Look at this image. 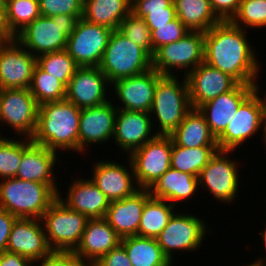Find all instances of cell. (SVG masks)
<instances>
[{
    "mask_svg": "<svg viewBox=\"0 0 266 266\" xmlns=\"http://www.w3.org/2000/svg\"><path fill=\"white\" fill-rule=\"evenodd\" d=\"M204 62V32L190 31L176 42L159 47L152 56V68L161 75L186 76ZM176 69V72H175Z\"/></svg>",
    "mask_w": 266,
    "mask_h": 266,
    "instance_id": "obj_8",
    "label": "cell"
},
{
    "mask_svg": "<svg viewBox=\"0 0 266 266\" xmlns=\"http://www.w3.org/2000/svg\"><path fill=\"white\" fill-rule=\"evenodd\" d=\"M169 136L176 145L187 148L218 146L205 117L197 108H192Z\"/></svg>",
    "mask_w": 266,
    "mask_h": 266,
    "instance_id": "obj_29",
    "label": "cell"
},
{
    "mask_svg": "<svg viewBox=\"0 0 266 266\" xmlns=\"http://www.w3.org/2000/svg\"><path fill=\"white\" fill-rule=\"evenodd\" d=\"M120 243L121 237L104 218L89 219L81 241L73 252L93 265Z\"/></svg>",
    "mask_w": 266,
    "mask_h": 266,
    "instance_id": "obj_27",
    "label": "cell"
},
{
    "mask_svg": "<svg viewBox=\"0 0 266 266\" xmlns=\"http://www.w3.org/2000/svg\"><path fill=\"white\" fill-rule=\"evenodd\" d=\"M82 16H40L28 24L14 38L33 56L66 49L67 38Z\"/></svg>",
    "mask_w": 266,
    "mask_h": 266,
    "instance_id": "obj_5",
    "label": "cell"
},
{
    "mask_svg": "<svg viewBox=\"0 0 266 266\" xmlns=\"http://www.w3.org/2000/svg\"><path fill=\"white\" fill-rule=\"evenodd\" d=\"M258 87L238 108L225 131L217 138L219 150H236L246 144L263 127L266 114V95Z\"/></svg>",
    "mask_w": 266,
    "mask_h": 266,
    "instance_id": "obj_10",
    "label": "cell"
},
{
    "mask_svg": "<svg viewBox=\"0 0 266 266\" xmlns=\"http://www.w3.org/2000/svg\"><path fill=\"white\" fill-rule=\"evenodd\" d=\"M163 75L153 68L134 76L122 78L111 83L114 95L118 99V110L131 112H150L154 100L157 81ZM121 104V105H120Z\"/></svg>",
    "mask_w": 266,
    "mask_h": 266,
    "instance_id": "obj_16",
    "label": "cell"
},
{
    "mask_svg": "<svg viewBox=\"0 0 266 266\" xmlns=\"http://www.w3.org/2000/svg\"><path fill=\"white\" fill-rule=\"evenodd\" d=\"M0 137V179L16 177L22 159V137Z\"/></svg>",
    "mask_w": 266,
    "mask_h": 266,
    "instance_id": "obj_39",
    "label": "cell"
},
{
    "mask_svg": "<svg viewBox=\"0 0 266 266\" xmlns=\"http://www.w3.org/2000/svg\"><path fill=\"white\" fill-rule=\"evenodd\" d=\"M36 65V56L8 38L0 44V89H29Z\"/></svg>",
    "mask_w": 266,
    "mask_h": 266,
    "instance_id": "obj_15",
    "label": "cell"
},
{
    "mask_svg": "<svg viewBox=\"0 0 266 266\" xmlns=\"http://www.w3.org/2000/svg\"><path fill=\"white\" fill-rule=\"evenodd\" d=\"M5 6L6 2L4 0H0V23L3 25V20L5 17Z\"/></svg>",
    "mask_w": 266,
    "mask_h": 266,
    "instance_id": "obj_50",
    "label": "cell"
},
{
    "mask_svg": "<svg viewBox=\"0 0 266 266\" xmlns=\"http://www.w3.org/2000/svg\"><path fill=\"white\" fill-rule=\"evenodd\" d=\"M57 153L46 146L35 144L30 138H22V159L16 178L48 184L58 193L60 188L57 187L54 169L57 166L54 165L61 160H58L60 155Z\"/></svg>",
    "mask_w": 266,
    "mask_h": 266,
    "instance_id": "obj_19",
    "label": "cell"
},
{
    "mask_svg": "<svg viewBox=\"0 0 266 266\" xmlns=\"http://www.w3.org/2000/svg\"><path fill=\"white\" fill-rule=\"evenodd\" d=\"M204 219L197 215L178 213L177 211L170 218L167 226L156 238L164 255L171 263H174L175 251H196L202 246L206 234L211 230L205 225ZM173 252V253H172Z\"/></svg>",
    "mask_w": 266,
    "mask_h": 266,
    "instance_id": "obj_11",
    "label": "cell"
},
{
    "mask_svg": "<svg viewBox=\"0 0 266 266\" xmlns=\"http://www.w3.org/2000/svg\"><path fill=\"white\" fill-rule=\"evenodd\" d=\"M34 263L36 265L39 264L38 266H92L90 263L78 257L74 252L61 251H53L50 255Z\"/></svg>",
    "mask_w": 266,
    "mask_h": 266,
    "instance_id": "obj_44",
    "label": "cell"
},
{
    "mask_svg": "<svg viewBox=\"0 0 266 266\" xmlns=\"http://www.w3.org/2000/svg\"><path fill=\"white\" fill-rule=\"evenodd\" d=\"M260 85L238 84L234 89L202 104L198 110L203 114L216 139L225 131L240 105Z\"/></svg>",
    "mask_w": 266,
    "mask_h": 266,
    "instance_id": "obj_23",
    "label": "cell"
},
{
    "mask_svg": "<svg viewBox=\"0 0 266 266\" xmlns=\"http://www.w3.org/2000/svg\"><path fill=\"white\" fill-rule=\"evenodd\" d=\"M98 67L111 84L152 69V56L116 29L110 36Z\"/></svg>",
    "mask_w": 266,
    "mask_h": 266,
    "instance_id": "obj_6",
    "label": "cell"
},
{
    "mask_svg": "<svg viewBox=\"0 0 266 266\" xmlns=\"http://www.w3.org/2000/svg\"><path fill=\"white\" fill-rule=\"evenodd\" d=\"M131 12L143 18L150 31L177 18L173 0H131Z\"/></svg>",
    "mask_w": 266,
    "mask_h": 266,
    "instance_id": "obj_36",
    "label": "cell"
},
{
    "mask_svg": "<svg viewBox=\"0 0 266 266\" xmlns=\"http://www.w3.org/2000/svg\"><path fill=\"white\" fill-rule=\"evenodd\" d=\"M219 150L218 146L187 148L172 141L171 167L199 177L201 170Z\"/></svg>",
    "mask_w": 266,
    "mask_h": 266,
    "instance_id": "obj_34",
    "label": "cell"
},
{
    "mask_svg": "<svg viewBox=\"0 0 266 266\" xmlns=\"http://www.w3.org/2000/svg\"><path fill=\"white\" fill-rule=\"evenodd\" d=\"M230 22L240 28L266 27V0H241L238 11Z\"/></svg>",
    "mask_w": 266,
    "mask_h": 266,
    "instance_id": "obj_40",
    "label": "cell"
},
{
    "mask_svg": "<svg viewBox=\"0 0 266 266\" xmlns=\"http://www.w3.org/2000/svg\"><path fill=\"white\" fill-rule=\"evenodd\" d=\"M7 252L16 253L33 262L50 255V248L41 219L16 218L7 243Z\"/></svg>",
    "mask_w": 266,
    "mask_h": 266,
    "instance_id": "obj_22",
    "label": "cell"
},
{
    "mask_svg": "<svg viewBox=\"0 0 266 266\" xmlns=\"http://www.w3.org/2000/svg\"><path fill=\"white\" fill-rule=\"evenodd\" d=\"M149 112L118 110L116 114L113 139L121 151L130 155L133 151L154 139V131ZM129 153V154H128Z\"/></svg>",
    "mask_w": 266,
    "mask_h": 266,
    "instance_id": "obj_24",
    "label": "cell"
},
{
    "mask_svg": "<svg viewBox=\"0 0 266 266\" xmlns=\"http://www.w3.org/2000/svg\"><path fill=\"white\" fill-rule=\"evenodd\" d=\"M41 16H82L84 0H38Z\"/></svg>",
    "mask_w": 266,
    "mask_h": 266,
    "instance_id": "obj_43",
    "label": "cell"
},
{
    "mask_svg": "<svg viewBox=\"0 0 266 266\" xmlns=\"http://www.w3.org/2000/svg\"><path fill=\"white\" fill-rule=\"evenodd\" d=\"M198 186V177L170 167L149 191L152 197L166 200L176 207L178 203L197 197Z\"/></svg>",
    "mask_w": 266,
    "mask_h": 266,
    "instance_id": "obj_28",
    "label": "cell"
},
{
    "mask_svg": "<svg viewBox=\"0 0 266 266\" xmlns=\"http://www.w3.org/2000/svg\"><path fill=\"white\" fill-rule=\"evenodd\" d=\"M244 28L221 21L204 33V62L231 75L240 84L259 85L260 67L255 48Z\"/></svg>",
    "mask_w": 266,
    "mask_h": 266,
    "instance_id": "obj_1",
    "label": "cell"
},
{
    "mask_svg": "<svg viewBox=\"0 0 266 266\" xmlns=\"http://www.w3.org/2000/svg\"><path fill=\"white\" fill-rule=\"evenodd\" d=\"M171 152V137L157 135L127 156L132 162L139 189H150L171 167Z\"/></svg>",
    "mask_w": 266,
    "mask_h": 266,
    "instance_id": "obj_12",
    "label": "cell"
},
{
    "mask_svg": "<svg viewBox=\"0 0 266 266\" xmlns=\"http://www.w3.org/2000/svg\"><path fill=\"white\" fill-rule=\"evenodd\" d=\"M9 37L5 34L2 24L0 23V44L5 42Z\"/></svg>",
    "mask_w": 266,
    "mask_h": 266,
    "instance_id": "obj_51",
    "label": "cell"
},
{
    "mask_svg": "<svg viewBox=\"0 0 266 266\" xmlns=\"http://www.w3.org/2000/svg\"><path fill=\"white\" fill-rule=\"evenodd\" d=\"M189 32L178 18L168 22L167 25L156 26V30L151 31L154 53L159 47L176 42Z\"/></svg>",
    "mask_w": 266,
    "mask_h": 266,
    "instance_id": "obj_42",
    "label": "cell"
},
{
    "mask_svg": "<svg viewBox=\"0 0 266 266\" xmlns=\"http://www.w3.org/2000/svg\"><path fill=\"white\" fill-rule=\"evenodd\" d=\"M114 161L95 160L90 178L110 202L130 197L139 190L130 158L125 162L128 166Z\"/></svg>",
    "mask_w": 266,
    "mask_h": 266,
    "instance_id": "obj_17",
    "label": "cell"
},
{
    "mask_svg": "<svg viewBox=\"0 0 266 266\" xmlns=\"http://www.w3.org/2000/svg\"><path fill=\"white\" fill-rule=\"evenodd\" d=\"M263 132L262 135H263V143L266 145V114H265V117H264V120H263V127L261 129ZM266 148V147H265Z\"/></svg>",
    "mask_w": 266,
    "mask_h": 266,
    "instance_id": "obj_52",
    "label": "cell"
},
{
    "mask_svg": "<svg viewBox=\"0 0 266 266\" xmlns=\"http://www.w3.org/2000/svg\"><path fill=\"white\" fill-rule=\"evenodd\" d=\"M88 220L86 215L68 208L57 198L41 218L50 248L73 252L81 241Z\"/></svg>",
    "mask_w": 266,
    "mask_h": 266,
    "instance_id": "obj_7",
    "label": "cell"
},
{
    "mask_svg": "<svg viewBox=\"0 0 266 266\" xmlns=\"http://www.w3.org/2000/svg\"><path fill=\"white\" fill-rule=\"evenodd\" d=\"M16 216L0 208V254L6 251L8 238Z\"/></svg>",
    "mask_w": 266,
    "mask_h": 266,
    "instance_id": "obj_47",
    "label": "cell"
},
{
    "mask_svg": "<svg viewBox=\"0 0 266 266\" xmlns=\"http://www.w3.org/2000/svg\"><path fill=\"white\" fill-rule=\"evenodd\" d=\"M175 209L168 201L150 196L142 211L138 236L157 238L176 212Z\"/></svg>",
    "mask_w": 266,
    "mask_h": 266,
    "instance_id": "obj_33",
    "label": "cell"
},
{
    "mask_svg": "<svg viewBox=\"0 0 266 266\" xmlns=\"http://www.w3.org/2000/svg\"><path fill=\"white\" fill-rule=\"evenodd\" d=\"M118 30L129 40L145 49L151 56L154 49L151 40V31L143 18L130 12L122 21Z\"/></svg>",
    "mask_w": 266,
    "mask_h": 266,
    "instance_id": "obj_41",
    "label": "cell"
},
{
    "mask_svg": "<svg viewBox=\"0 0 266 266\" xmlns=\"http://www.w3.org/2000/svg\"><path fill=\"white\" fill-rule=\"evenodd\" d=\"M150 196L149 189H139L130 197L112 201L104 219L121 238L138 236L142 211Z\"/></svg>",
    "mask_w": 266,
    "mask_h": 266,
    "instance_id": "obj_26",
    "label": "cell"
},
{
    "mask_svg": "<svg viewBox=\"0 0 266 266\" xmlns=\"http://www.w3.org/2000/svg\"><path fill=\"white\" fill-rule=\"evenodd\" d=\"M192 108L213 100L234 89L239 82L231 75L203 62L186 76Z\"/></svg>",
    "mask_w": 266,
    "mask_h": 266,
    "instance_id": "obj_21",
    "label": "cell"
},
{
    "mask_svg": "<svg viewBox=\"0 0 266 266\" xmlns=\"http://www.w3.org/2000/svg\"><path fill=\"white\" fill-rule=\"evenodd\" d=\"M29 91L39 106L47 102L61 101L66 97V86L38 65L34 69Z\"/></svg>",
    "mask_w": 266,
    "mask_h": 266,
    "instance_id": "obj_37",
    "label": "cell"
},
{
    "mask_svg": "<svg viewBox=\"0 0 266 266\" xmlns=\"http://www.w3.org/2000/svg\"><path fill=\"white\" fill-rule=\"evenodd\" d=\"M34 262L16 253L3 252L0 254V266H32Z\"/></svg>",
    "mask_w": 266,
    "mask_h": 266,
    "instance_id": "obj_48",
    "label": "cell"
},
{
    "mask_svg": "<svg viewBox=\"0 0 266 266\" xmlns=\"http://www.w3.org/2000/svg\"><path fill=\"white\" fill-rule=\"evenodd\" d=\"M211 8L221 21H230L237 13L241 0H209Z\"/></svg>",
    "mask_w": 266,
    "mask_h": 266,
    "instance_id": "obj_46",
    "label": "cell"
},
{
    "mask_svg": "<svg viewBox=\"0 0 266 266\" xmlns=\"http://www.w3.org/2000/svg\"><path fill=\"white\" fill-rule=\"evenodd\" d=\"M80 114L81 109L66 99L41 104L32 142L56 152L78 154Z\"/></svg>",
    "mask_w": 266,
    "mask_h": 266,
    "instance_id": "obj_2",
    "label": "cell"
},
{
    "mask_svg": "<svg viewBox=\"0 0 266 266\" xmlns=\"http://www.w3.org/2000/svg\"><path fill=\"white\" fill-rule=\"evenodd\" d=\"M128 255L132 266H172L162 252L156 238L127 236L120 243Z\"/></svg>",
    "mask_w": 266,
    "mask_h": 266,
    "instance_id": "obj_32",
    "label": "cell"
},
{
    "mask_svg": "<svg viewBox=\"0 0 266 266\" xmlns=\"http://www.w3.org/2000/svg\"><path fill=\"white\" fill-rule=\"evenodd\" d=\"M37 65L61 81L66 87L79 67L66 50L43 53L36 57Z\"/></svg>",
    "mask_w": 266,
    "mask_h": 266,
    "instance_id": "obj_38",
    "label": "cell"
},
{
    "mask_svg": "<svg viewBox=\"0 0 266 266\" xmlns=\"http://www.w3.org/2000/svg\"><path fill=\"white\" fill-rule=\"evenodd\" d=\"M111 84L99 67H78L66 87L65 99L83 109L109 101Z\"/></svg>",
    "mask_w": 266,
    "mask_h": 266,
    "instance_id": "obj_20",
    "label": "cell"
},
{
    "mask_svg": "<svg viewBox=\"0 0 266 266\" xmlns=\"http://www.w3.org/2000/svg\"><path fill=\"white\" fill-rule=\"evenodd\" d=\"M112 32L81 17L67 38L65 50L79 67H98Z\"/></svg>",
    "mask_w": 266,
    "mask_h": 266,
    "instance_id": "obj_14",
    "label": "cell"
},
{
    "mask_svg": "<svg viewBox=\"0 0 266 266\" xmlns=\"http://www.w3.org/2000/svg\"><path fill=\"white\" fill-rule=\"evenodd\" d=\"M40 16L38 0H7L2 25L4 32L9 38H14Z\"/></svg>",
    "mask_w": 266,
    "mask_h": 266,
    "instance_id": "obj_35",
    "label": "cell"
},
{
    "mask_svg": "<svg viewBox=\"0 0 266 266\" xmlns=\"http://www.w3.org/2000/svg\"><path fill=\"white\" fill-rule=\"evenodd\" d=\"M114 103L113 99H110L101 105L81 109L79 118L80 154L87 152L88 145L107 144L108 141H112L118 111Z\"/></svg>",
    "mask_w": 266,
    "mask_h": 266,
    "instance_id": "obj_18",
    "label": "cell"
},
{
    "mask_svg": "<svg viewBox=\"0 0 266 266\" xmlns=\"http://www.w3.org/2000/svg\"><path fill=\"white\" fill-rule=\"evenodd\" d=\"M259 235L262 237L261 239L264 245L263 248L265 247V252H266V226L264 228V231L260 232ZM247 266H266V255L263 258L259 257L257 260L253 261L252 263L247 264Z\"/></svg>",
    "mask_w": 266,
    "mask_h": 266,
    "instance_id": "obj_49",
    "label": "cell"
},
{
    "mask_svg": "<svg viewBox=\"0 0 266 266\" xmlns=\"http://www.w3.org/2000/svg\"><path fill=\"white\" fill-rule=\"evenodd\" d=\"M79 178L72 179L73 183L68 186L67 197L64 199L58 192V198L68 208L86 215L89 219L104 218L109 208L110 201L99 190V188L89 179Z\"/></svg>",
    "mask_w": 266,
    "mask_h": 266,
    "instance_id": "obj_25",
    "label": "cell"
},
{
    "mask_svg": "<svg viewBox=\"0 0 266 266\" xmlns=\"http://www.w3.org/2000/svg\"><path fill=\"white\" fill-rule=\"evenodd\" d=\"M131 12V0H84L82 18L112 30Z\"/></svg>",
    "mask_w": 266,
    "mask_h": 266,
    "instance_id": "obj_30",
    "label": "cell"
},
{
    "mask_svg": "<svg viewBox=\"0 0 266 266\" xmlns=\"http://www.w3.org/2000/svg\"><path fill=\"white\" fill-rule=\"evenodd\" d=\"M233 153L234 150H217L198 177L199 190H207L213 194V199L227 205L236 201L241 185L238 174L240 165L230 158Z\"/></svg>",
    "mask_w": 266,
    "mask_h": 266,
    "instance_id": "obj_9",
    "label": "cell"
},
{
    "mask_svg": "<svg viewBox=\"0 0 266 266\" xmlns=\"http://www.w3.org/2000/svg\"><path fill=\"white\" fill-rule=\"evenodd\" d=\"M38 109L39 105L29 89H0V126L9 125L17 138L33 137Z\"/></svg>",
    "mask_w": 266,
    "mask_h": 266,
    "instance_id": "obj_13",
    "label": "cell"
},
{
    "mask_svg": "<svg viewBox=\"0 0 266 266\" xmlns=\"http://www.w3.org/2000/svg\"><path fill=\"white\" fill-rule=\"evenodd\" d=\"M176 17L189 31L206 32L221 20L209 0H173Z\"/></svg>",
    "mask_w": 266,
    "mask_h": 266,
    "instance_id": "obj_31",
    "label": "cell"
},
{
    "mask_svg": "<svg viewBox=\"0 0 266 266\" xmlns=\"http://www.w3.org/2000/svg\"><path fill=\"white\" fill-rule=\"evenodd\" d=\"M92 266H132L125 248L119 244L107 254L102 256Z\"/></svg>",
    "mask_w": 266,
    "mask_h": 266,
    "instance_id": "obj_45",
    "label": "cell"
},
{
    "mask_svg": "<svg viewBox=\"0 0 266 266\" xmlns=\"http://www.w3.org/2000/svg\"><path fill=\"white\" fill-rule=\"evenodd\" d=\"M178 78L177 75H163L157 81L149 113L155 123L153 128L159 126L156 130L158 135H170L192 109L186 77L183 75L182 80Z\"/></svg>",
    "mask_w": 266,
    "mask_h": 266,
    "instance_id": "obj_4",
    "label": "cell"
},
{
    "mask_svg": "<svg viewBox=\"0 0 266 266\" xmlns=\"http://www.w3.org/2000/svg\"><path fill=\"white\" fill-rule=\"evenodd\" d=\"M58 193L48 184L14 178L0 182V208L17 218L41 219Z\"/></svg>",
    "mask_w": 266,
    "mask_h": 266,
    "instance_id": "obj_3",
    "label": "cell"
}]
</instances>
